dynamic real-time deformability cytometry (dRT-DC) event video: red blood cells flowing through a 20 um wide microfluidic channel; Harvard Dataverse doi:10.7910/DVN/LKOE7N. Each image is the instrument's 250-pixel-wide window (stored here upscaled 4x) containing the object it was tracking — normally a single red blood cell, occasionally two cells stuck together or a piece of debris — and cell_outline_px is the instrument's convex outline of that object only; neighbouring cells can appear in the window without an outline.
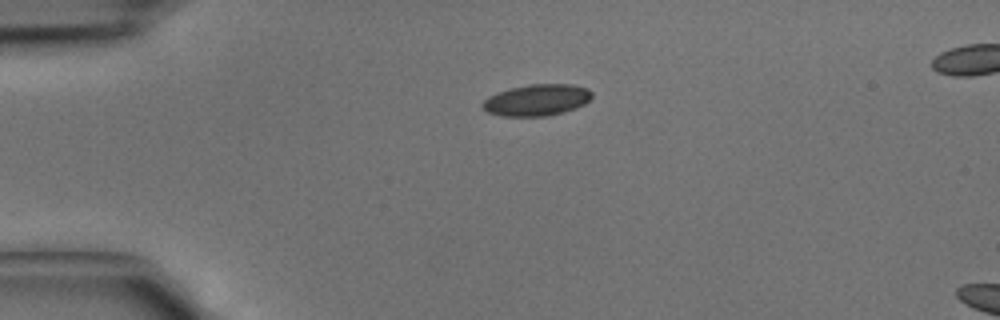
{"species": "common noctule bat (a hibernating species)", "species_latin": "Nyctalus noctula", "temperature_condition": "cold", "stored_images_in_passage": 5, "camera_frame_rate_fps": 3000, "um_per_image_px": 0.085, "animal": {"sex": "male", "body_mass_g": 15.6}, "frame": {"image": 1, "passage_image": 1, "time_ms": 0.0, "image_size_px": [1000, 320], "cell_outline_px": [[592, 96], [584, 104], [576, 108], [564, 112], [548, 116], [500, 116], [488, 112], [480, 104], [488, 96], [496, 92], [528, 84], [572, 84], [588, 88], [592, 92]], "centroid_in_image_um": [45.63, 8.5], "position_along_channel_um": 39.4, "area_um2": 20.17}}